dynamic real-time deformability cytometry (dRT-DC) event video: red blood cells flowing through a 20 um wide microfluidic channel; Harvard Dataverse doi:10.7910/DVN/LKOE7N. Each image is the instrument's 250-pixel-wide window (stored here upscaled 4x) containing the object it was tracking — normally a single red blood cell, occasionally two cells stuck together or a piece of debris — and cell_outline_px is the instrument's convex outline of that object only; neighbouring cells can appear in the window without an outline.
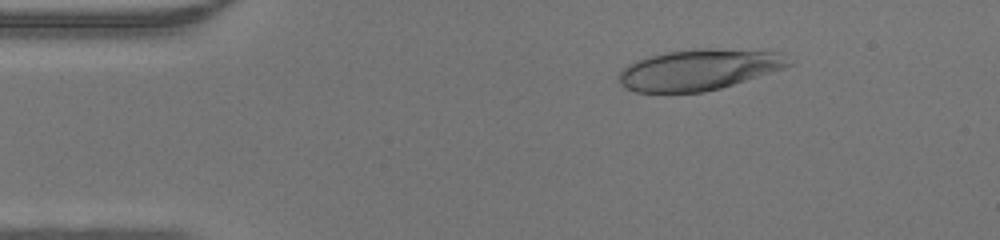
{"species": "human", "species_latin": "Homo sapiens", "temperature_condition": "warm", "stored_images_in_passage": 46, "camera_frame_rate_fps": 3000, "um_per_image_px": 0.085, "donor": {"sex": "male"}, "frame": {"image": 1, "passage_image": 7, "time_ms": 2.0, "image_size_px": [1000, 240], "cell_outline_px": [[796, 60], [792, 64], [784, 68], [720, 88], [704, 92], [636, 92], [624, 88], [620, 84], [620, 72], [628, 64], [636, 60], [648, 56], [668, 52], [692, 48], [716, 48], [780, 52]], "centroid_in_image_um": [59.44, 5.91], "position_along_channel_um": 25.6, "area_um2": 40.63}}
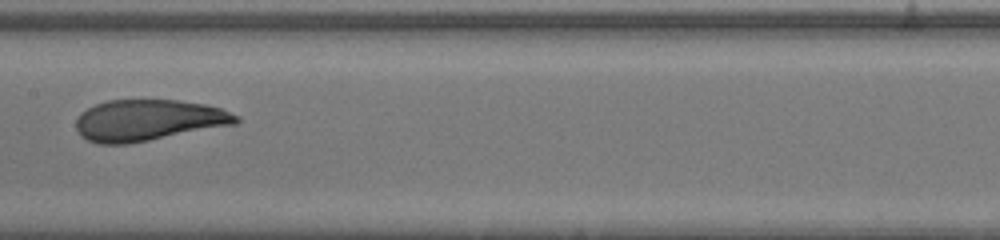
{"frame": {"image": 2, "passage_image": 23, "time_ms": 7.333, "image_size_px": [1000, 240], "cell_outline_px": [[240, 120], [236, 124], [128, 144], [96, 144], [80, 136], [76, 128], [76, 120], [80, 112], [96, 104], [108, 100], [176, 100], [204, 104], [220, 108], [240, 116]], "centroid_in_image_um": [12.58, 10.22], "position_along_channel_um": 194.8, "area_um2": 38.49}}
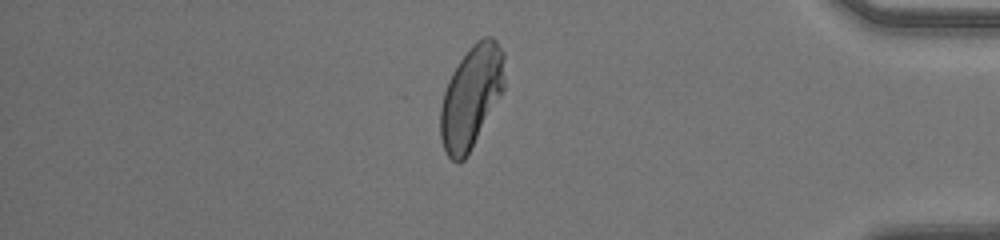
{"frame": {"image": 3, "passage_image": 39, "time_ms": 12.667, "image_size_px": [1000, 240], "cell_outline_px": [[504, 88], [464, 160], [456, 164], [448, 156], [444, 148], [440, 136], [440, 108], [444, 92], [448, 80], [452, 72], [460, 60], [472, 44], [476, 40], [484, 36], [492, 36], [496, 40], [504, 52]], "centroid_in_image_um": [40.04, 8.19], "position_along_channel_um": 395.2, "area_um2": 37.8}}